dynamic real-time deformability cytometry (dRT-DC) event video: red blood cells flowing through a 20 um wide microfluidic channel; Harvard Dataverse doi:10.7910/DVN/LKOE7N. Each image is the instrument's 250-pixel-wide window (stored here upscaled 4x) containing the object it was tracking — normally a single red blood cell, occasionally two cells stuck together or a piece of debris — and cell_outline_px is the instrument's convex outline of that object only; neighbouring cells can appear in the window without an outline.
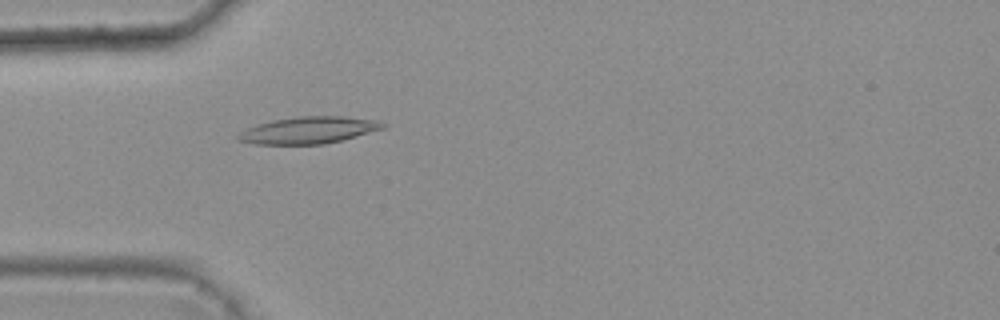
{"species": "common noctule bat (a hibernating species)", "species_latin": "Nyctalus noctula", "temperature_condition": "warm", "stored_images_in_passage": 5, "camera_frame_rate_fps": 3000, "um_per_image_px": 0.085, "animal": {"sex": "female", "body_mass_g": 25.1}, "frame": {"image": 1, "passage_image": 5, "time_ms": 1.333, "image_size_px": [1000, 320], "cell_outline_px": [[388, 124], [384, 128], [340, 140], [324, 144], [256, 144], [236, 140], [236, 136], [240, 132], [248, 128], [272, 120], [300, 116], [340, 116], [376, 120]], "centroid_in_image_um": [26.22, 11.06], "position_along_channel_um": 58.8, "area_um2": 22.37}}